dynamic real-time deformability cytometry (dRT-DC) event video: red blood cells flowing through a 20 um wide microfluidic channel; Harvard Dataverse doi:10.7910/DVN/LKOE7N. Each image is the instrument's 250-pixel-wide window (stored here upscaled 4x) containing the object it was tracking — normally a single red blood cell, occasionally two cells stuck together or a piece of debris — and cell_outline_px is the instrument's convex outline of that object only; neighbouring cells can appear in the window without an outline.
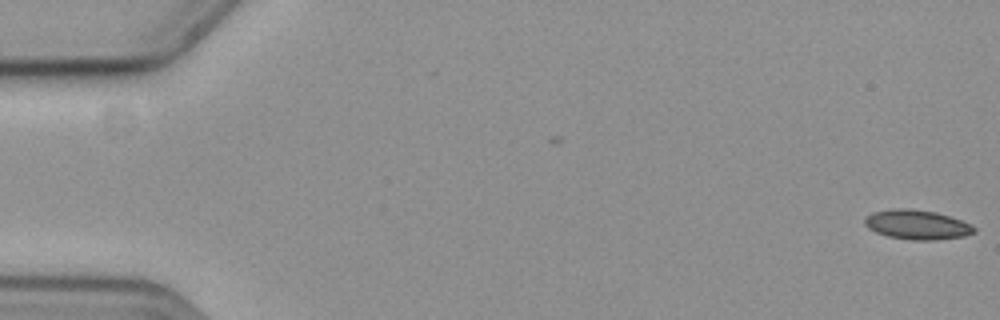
{"species": "common noctule bat (a hibernating species)", "species_latin": "Nyctalus noctula", "temperature_condition": "cold", "stored_images_in_passage": 3, "camera_frame_rate_fps": 3000, "um_per_image_px": 0.085, "animal": {"sex": "female", "body_mass_g": 19.3, "forearm_length_mm": 54.1}, "frame": {"image": 1, "passage_image": 3, "time_ms": 0.667, "image_size_px": [1000, 320], "cell_outline_px": [[976, 232], [964, 236], [936, 240], [912, 240], [888, 236], [876, 232], [868, 228], [864, 224], [864, 220], [872, 212], [892, 208], [908, 208], [936, 212], [960, 220], [976, 228]], "centroid_in_image_um": [77.93, 19.09], "position_along_channel_um": 7.1, "area_um2": 18.73}}